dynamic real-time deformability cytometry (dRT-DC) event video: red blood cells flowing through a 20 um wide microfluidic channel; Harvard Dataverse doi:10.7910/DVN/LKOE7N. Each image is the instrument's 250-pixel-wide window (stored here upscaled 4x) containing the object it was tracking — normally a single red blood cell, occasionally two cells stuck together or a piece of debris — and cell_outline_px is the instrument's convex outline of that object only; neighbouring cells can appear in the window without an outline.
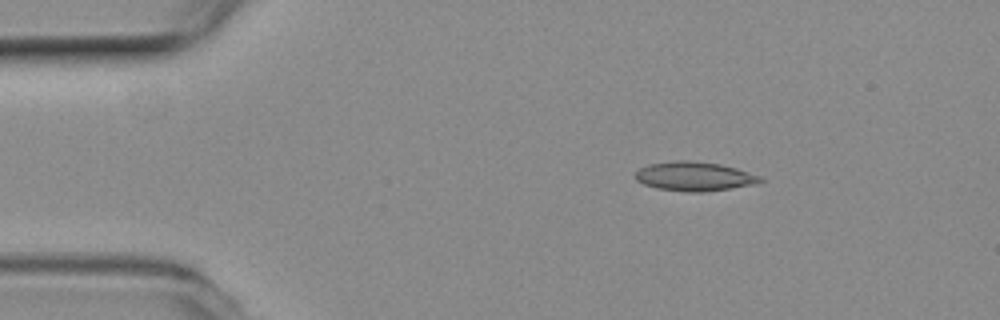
{"species": "common noctule bat (a hibernating species)", "species_latin": "Nyctalus noctula", "temperature_condition": "room temperature", "stored_images_in_passage": 3, "camera_frame_rate_fps": 3000, "um_per_image_px": 0.085, "animal": {"sex": "female", "body_mass_g": 19.3, "forearm_length_mm": 54.1}, "frame": {"image": 1, "passage_image": 1, "time_ms": 0.0, "image_size_px": [1000, 320], "cell_outline_px": [[764, 180], [756, 184], [732, 188], [704, 192], [688, 192], [656, 188], [644, 184], [636, 180], [636, 172], [640, 168], [648, 164], [676, 160], [684, 160], [720, 164], [736, 168], [760, 176]], "centroid_in_image_um": [59.02, 14.99], "position_along_channel_um": 26.0, "area_um2": 21.15}}